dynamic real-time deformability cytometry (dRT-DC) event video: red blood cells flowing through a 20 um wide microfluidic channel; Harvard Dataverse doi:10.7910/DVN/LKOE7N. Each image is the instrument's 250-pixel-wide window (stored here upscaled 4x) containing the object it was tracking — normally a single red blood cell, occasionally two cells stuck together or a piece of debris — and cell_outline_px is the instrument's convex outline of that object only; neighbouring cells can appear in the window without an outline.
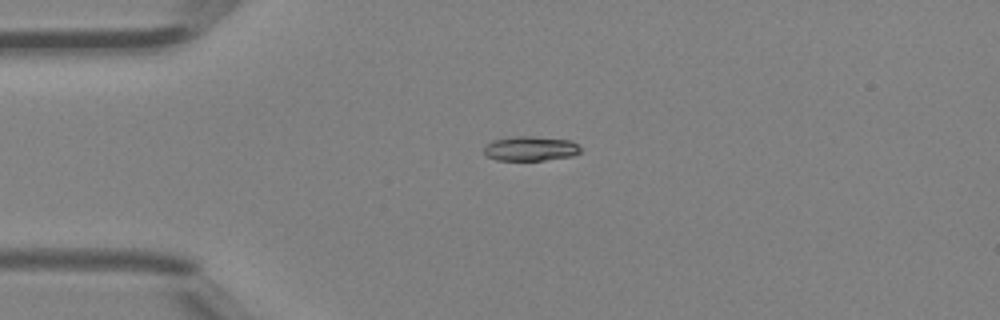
{"species": "Egyptian fruit bat (a non-hibernating species)", "species_latin": "Rousettus aegyptiacus", "temperature_condition": "room temperature", "stored_images_in_passage": 5, "camera_frame_rate_fps": 3000, "um_per_image_px": 0.085, "animal": {"sex": "female"}, "frame": {"image": 1, "passage_image": 3, "time_ms": 0.667, "image_size_px": [1000, 320], "cell_outline_px": [[580, 152], [572, 156], [544, 160], [496, 160], [488, 156], [484, 152], [484, 148], [492, 140], [516, 136], [532, 136], [572, 140], [580, 148]], "centroid_in_image_um": [45.1, 12.62], "position_along_channel_um": 39.9, "area_um2": 13.76}}
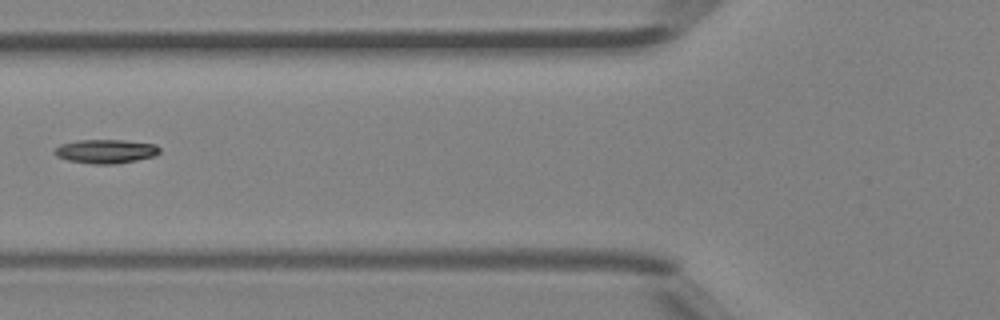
{"frame": {"image": 2, "passage_image": 5, "time_ms": 1.333, "image_size_px": [1000, 320], "cell_outline_px": [[160, 152], [156, 156], [136, 160], [112, 164], [92, 164], [68, 160], [56, 156], [52, 152], [60, 144], [76, 140], [124, 140], [156, 144], [160, 148]], "centroid_in_image_um": [8.99, 12.86], "position_along_channel_um": 116.8, "area_um2": 14.74}}